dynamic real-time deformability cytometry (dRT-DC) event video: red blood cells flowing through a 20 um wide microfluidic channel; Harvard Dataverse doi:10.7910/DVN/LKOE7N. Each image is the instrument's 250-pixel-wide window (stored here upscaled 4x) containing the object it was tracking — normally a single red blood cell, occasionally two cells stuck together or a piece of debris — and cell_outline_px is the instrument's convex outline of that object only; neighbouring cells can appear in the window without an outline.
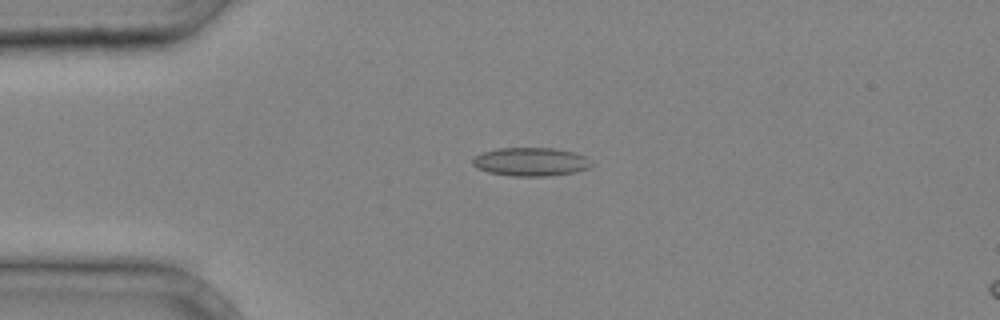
{"species": "common noctule bat (a hibernating species)", "species_latin": "Nyctalus noctula", "temperature_condition": "cold", "stored_images_in_passage": 30, "camera_frame_rate_fps": 3000, "um_per_image_px": 0.085, "animal": {"sex": "male", "body_mass_g": 20.4}, "frame": {"image": 1, "passage_image": 1, "time_ms": 0.0, "image_size_px": [1000, 320], "cell_outline_px": [[596, 164], [588, 168], [576, 172], [552, 176], [512, 176], [488, 172], [472, 164], [472, 160], [476, 156], [484, 152], [496, 148], [556, 148], [576, 152], [584, 156]], "centroid_in_image_um": [45.19, 13.75], "position_along_channel_um": 39.8, "area_um2": 19.88}}
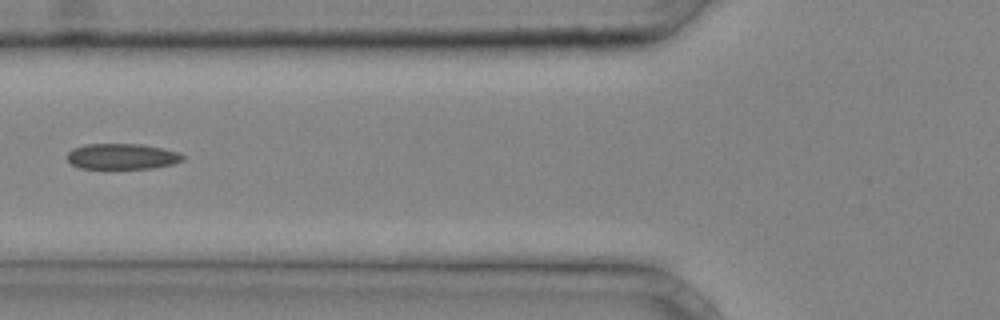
{"frame": {"image": 2, "passage_image": 7, "time_ms": 2.0, "image_size_px": [1000, 320], "cell_outline_px": [[184, 160], [172, 164], [152, 168], [80, 168], [72, 164], [68, 160], [68, 152], [72, 148], [84, 144], [140, 144], [180, 152], [184, 156]], "centroid_in_image_um": [10.37, 13.29], "position_along_channel_um": 115.4, "area_um2": 17.22}}
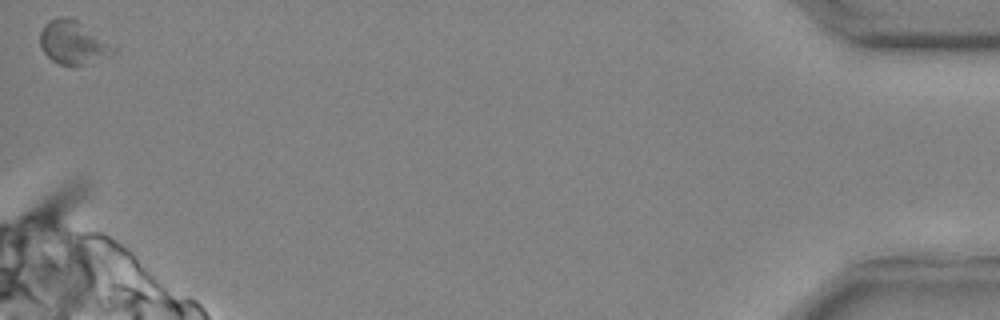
{"frame": {"image": 3, "passage_image": 30, "time_ms": 9.667, "image_size_px": [1000, 320], "cell_outline_px": [[120, 48], [116, 52], [84, 64], [60, 64], [52, 60], [44, 52], [40, 44], [40, 32], [44, 24], [48, 20], [60, 16], [64, 16], [76, 20]], "centroid_in_image_um": [6.22, 3.58], "position_along_channel_um": 429.0, "area_um2": 18.32}}